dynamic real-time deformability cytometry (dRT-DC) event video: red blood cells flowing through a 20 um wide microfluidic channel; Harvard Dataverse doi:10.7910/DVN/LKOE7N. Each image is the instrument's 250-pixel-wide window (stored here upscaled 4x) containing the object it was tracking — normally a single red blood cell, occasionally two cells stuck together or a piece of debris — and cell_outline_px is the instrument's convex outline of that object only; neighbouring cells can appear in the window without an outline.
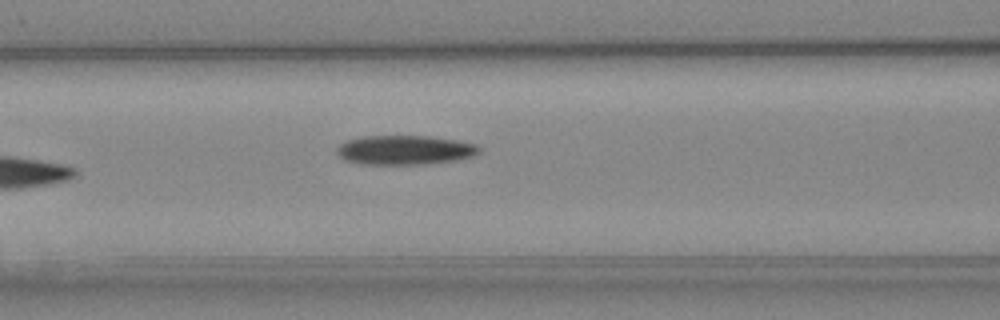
{"species": "Egyptian fruit bat (a non-hibernating species)", "species_latin": "Rousettus aegyptiacus", "temperature_condition": "cold", "stored_images_in_passage": 7, "camera_frame_rate_fps": 3000, "um_per_image_px": 0.085, "animal": {"sex": "female"}, "frame": {"image": 1, "passage_image": 7, "time_ms": 7.0, "image_size_px": [1000, 320], "cell_outline_px": [[480, 152], [476, 156], [456, 160], [424, 164], [360, 164], [344, 160], [336, 152], [336, 148], [340, 144], [348, 140], [364, 136], [428, 136], [456, 140], [476, 144], [480, 148]], "centroid_in_image_um": [34.42, 12.75], "position_along_channel_um": 132.2, "area_um2": 24.39}}